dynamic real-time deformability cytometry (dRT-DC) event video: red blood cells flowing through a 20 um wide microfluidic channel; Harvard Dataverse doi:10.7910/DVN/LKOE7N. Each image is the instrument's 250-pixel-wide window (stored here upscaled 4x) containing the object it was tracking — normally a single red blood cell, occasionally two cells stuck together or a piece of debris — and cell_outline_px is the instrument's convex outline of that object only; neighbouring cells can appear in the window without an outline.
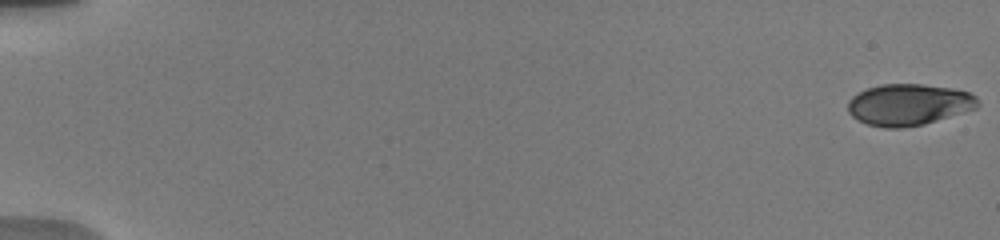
{"species": "human", "species_latin": "Homo sapiens", "temperature_condition": "warm", "stored_images_in_passage": 9, "camera_frame_rate_fps": 3000, "um_per_image_px": 0.085, "donor": {"sex": "male"}, "frame": {"image": 1, "passage_image": 1, "time_ms": 0.0, "image_size_px": [1000, 240], "cell_outline_px": [[980, 104], [976, 108], [924, 124], [900, 128], [884, 128], [868, 124], [852, 116], [848, 112], [848, 100], [852, 96], [868, 88], [880, 84], [924, 84], [952, 88], [968, 92], [976, 96]], "centroid_in_image_um": [77.24, 8.89], "position_along_channel_um": 7.8, "area_um2": 31.27}}
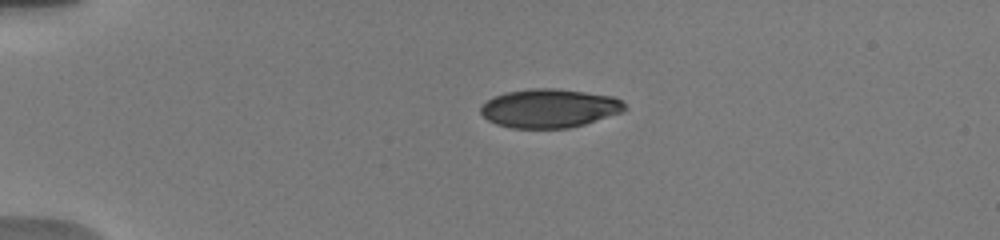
{"frame": {"image": 2, "passage_image": 6, "time_ms": 4.333, "image_size_px": [1000, 240], "cell_outline_px": [[628, 108], [624, 112], [584, 124], [568, 128], [512, 128], [496, 124], [488, 120], [480, 112], [480, 108], [492, 96], [504, 92], [532, 88], [556, 88], [612, 96], [620, 100]], "centroid_in_image_um": [46.69, 9.2], "position_along_channel_um": 38.3, "area_um2": 32.6}}
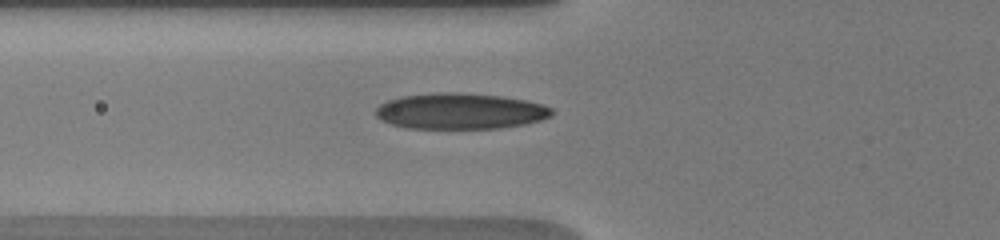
{"frame": {"image": 3, "passage_image": 9, "time_ms": 7.0, "image_size_px": [1000, 240], "cell_outline_px": [[552, 116], [540, 120], [524, 124], [496, 128], [404, 128], [380, 120], [376, 116], [376, 108], [380, 104], [388, 100], [404, 96], [440, 92], [460, 92], [504, 96], [524, 100], [540, 104], [552, 108]], "centroid_in_image_um": [39.1, 9.44], "position_along_channel_um": 86.7, "area_um2": 36.76}}